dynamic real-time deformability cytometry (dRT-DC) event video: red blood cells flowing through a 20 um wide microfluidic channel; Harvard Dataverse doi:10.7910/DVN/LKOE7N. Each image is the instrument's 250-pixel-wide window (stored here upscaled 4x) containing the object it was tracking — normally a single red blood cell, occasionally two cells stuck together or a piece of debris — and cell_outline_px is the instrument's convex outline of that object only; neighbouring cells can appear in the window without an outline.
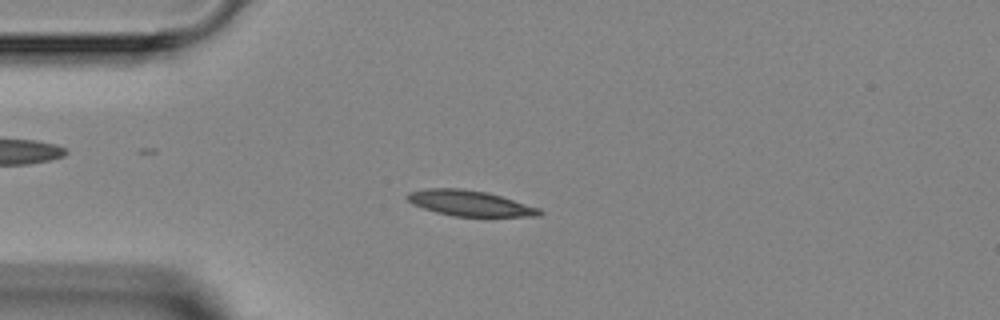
{"species": "Egyptian fruit bat (a non-hibernating species)", "species_latin": "Rousettus aegyptiacus", "temperature_condition": "room temperature", "stored_images_in_passage": 3, "camera_frame_rate_fps": 3000, "um_per_image_px": 0.085, "animal": {"sex": "female"}, "frame": {"image": 1, "passage_image": 3, "time_ms": 2.333, "image_size_px": [1000, 320], "cell_outline_px": [[544, 212], [540, 216], [452, 216], [436, 212], [412, 204], [404, 196], [408, 192], [424, 188], [464, 188], [488, 192], [540, 208]], "centroid_in_image_um": [39.91, 17.26], "position_along_channel_um": 45.1, "area_um2": 19.83}}